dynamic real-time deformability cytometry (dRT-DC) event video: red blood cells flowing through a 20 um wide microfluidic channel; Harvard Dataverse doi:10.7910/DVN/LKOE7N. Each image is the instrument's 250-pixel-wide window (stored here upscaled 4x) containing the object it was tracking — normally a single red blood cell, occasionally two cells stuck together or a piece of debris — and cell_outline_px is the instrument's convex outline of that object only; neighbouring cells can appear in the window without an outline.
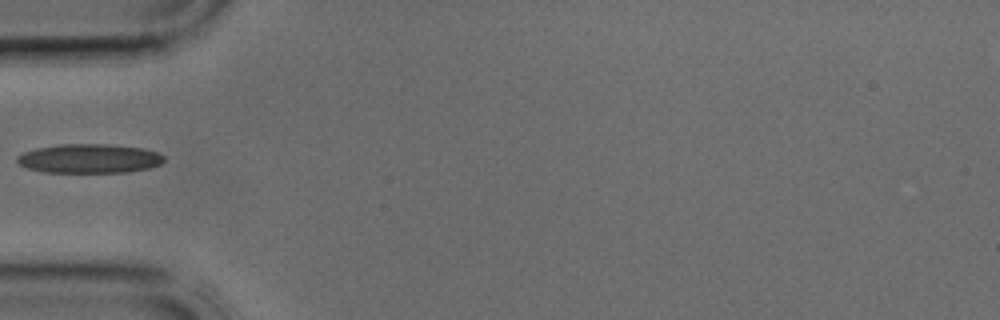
{"species": "common noctule bat (a hibernating species)", "species_latin": "Nyctalus noctula", "temperature_condition": "cold", "stored_images_in_passage": 3, "camera_frame_rate_fps": 3000, "um_per_image_px": 0.085, "animal": {"sex": "male", "body_mass_g": 17.9, "forearm_length_mm": 54.2}, "frame": {"image": 1, "passage_image": 3, "time_ms": 0.667, "image_size_px": [1000, 320], "cell_outline_px": [[164, 160], [160, 164], [148, 168], [128, 172], [44, 172], [28, 168], [20, 164], [16, 160], [16, 156], [24, 152], [36, 148], [60, 144], [108, 144], [140, 148], [156, 152], [164, 156]], "centroid_in_image_um": [7.57, 13.47], "position_along_channel_um": 77.4, "area_um2": 24.8}}